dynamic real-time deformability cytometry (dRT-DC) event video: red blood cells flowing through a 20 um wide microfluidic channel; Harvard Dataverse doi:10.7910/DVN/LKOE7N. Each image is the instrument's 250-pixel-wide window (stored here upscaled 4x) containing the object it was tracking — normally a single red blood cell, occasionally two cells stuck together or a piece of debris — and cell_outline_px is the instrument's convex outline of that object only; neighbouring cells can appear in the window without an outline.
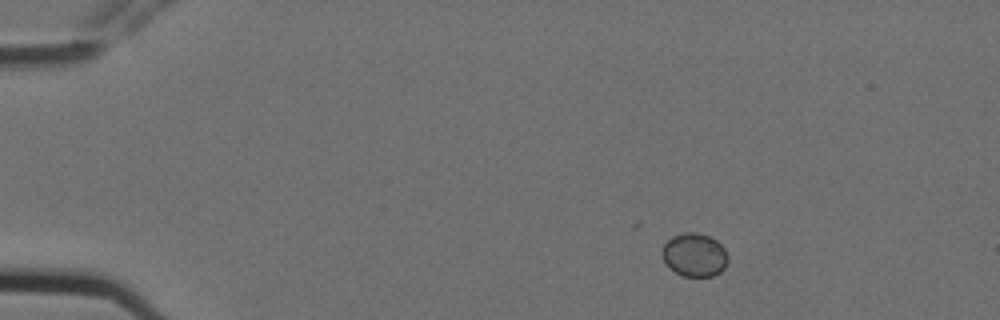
{"species": "Egyptian fruit bat (a non-hibernating species)", "species_latin": "Rousettus aegyptiacus", "temperature_condition": "cold", "stored_images_in_passage": 7, "camera_frame_rate_fps": 3000, "um_per_image_px": 0.085, "animal": {"sex": "female"}, "frame": {"image": 1, "passage_image": 1, "time_ms": 0.0, "image_size_px": [1000, 320], "cell_outline_px": [[728, 260], [724, 268], [720, 272], [712, 276], [684, 276], [676, 272], [664, 260], [664, 244], [672, 236], [684, 232], [696, 232], [708, 236], [716, 240], [724, 248], [728, 256]], "centroid_in_image_um": [59.07, 21.65], "position_along_channel_um": 25.9, "area_um2": 16.3}}
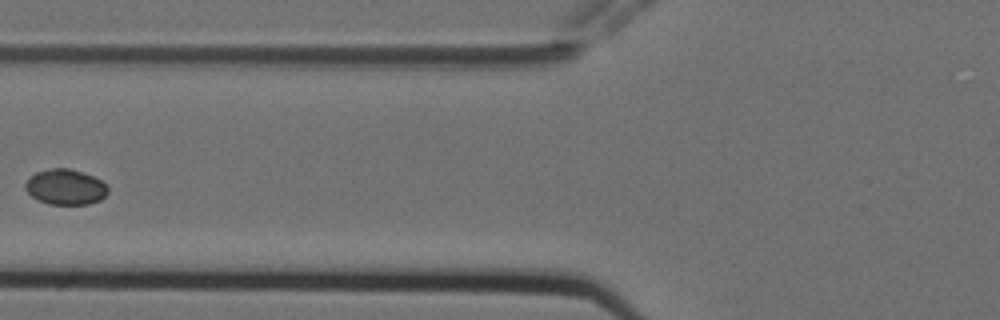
{"frame": {"image": 2, "passage_image": 5, "time_ms": 1.333, "image_size_px": [1000, 320], "cell_outline_px": [[108, 192], [100, 200], [88, 204], [48, 204], [32, 196], [24, 188], [24, 184], [36, 172], [52, 168], [68, 168], [92, 176], [100, 180], [108, 188]], "centroid_in_image_um": [5.56, 15.9], "position_along_channel_um": 120.2, "area_um2": 16.76}}
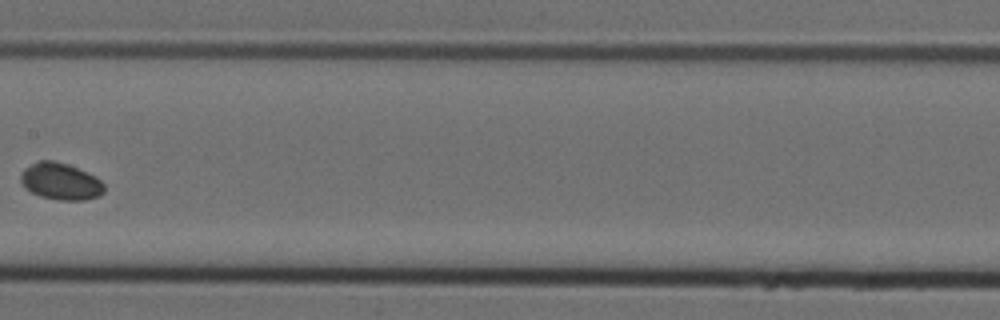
{"frame": {"image": 3, "passage_image": 7, "time_ms": 2.0, "image_size_px": [1000, 320], "cell_outline_px": [[104, 192], [100, 196], [84, 200], [60, 200], [40, 196], [24, 188], [20, 184], [20, 176], [24, 168], [40, 160], [52, 160], [68, 164], [96, 176], [104, 184]], "centroid_in_image_um": [5.15, 15.42], "position_along_channel_um": 202.3, "area_um2": 18.03}}